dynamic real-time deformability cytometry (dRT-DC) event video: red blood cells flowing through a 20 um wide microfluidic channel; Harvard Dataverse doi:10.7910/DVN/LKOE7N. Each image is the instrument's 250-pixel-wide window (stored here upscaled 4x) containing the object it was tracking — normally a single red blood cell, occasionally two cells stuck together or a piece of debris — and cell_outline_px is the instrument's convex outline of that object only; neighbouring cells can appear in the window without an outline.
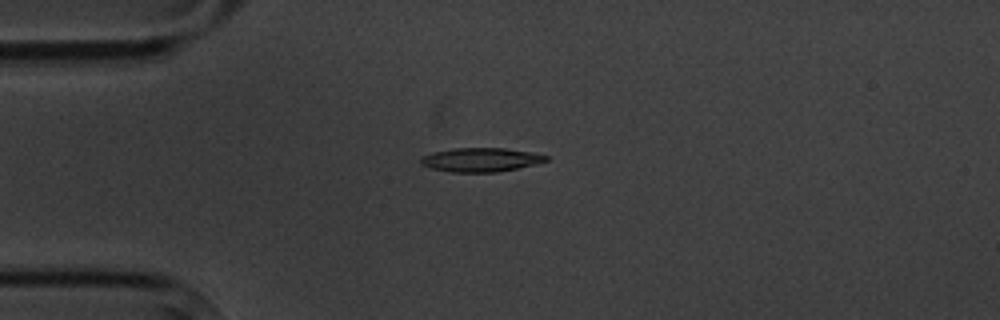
{"species": "common noctule bat (a hibernating species)", "species_latin": "Nyctalus noctula", "temperature_condition": "cold", "stored_images_in_passage": 13, "camera_frame_rate_fps": 3000, "um_per_image_px": 0.085, "animal": {"sex": "male", "body_mass_g": 20.1, "forearm_length_mm": 53.5}, "frame": {"image": 1, "passage_image": 2, "time_ms": 1.0, "image_size_px": [1000, 320], "cell_outline_px": [[548, 160], [516, 168], [496, 172], [452, 172], [432, 168], [420, 164], [420, 156], [432, 152], [452, 148], [504, 148], [532, 152], [548, 156]], "centroid_in_image_um": [40.8, 13.57], "position_along_channel_um": 44.2, "area_um2": 17.34}}
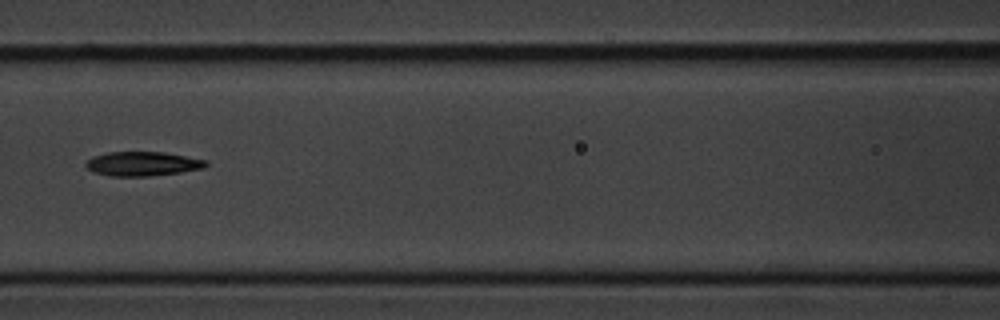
{"frame": {"image": 2, "passage_image": 5, "time_ms": 4.667, "image_size_px": [1000, 320], "cell_outline_px": [[208, 164], [204, 168], [180, 172], [148, 176], [112, 176], [92, 172], [84, 164], [92, 156], [108, 152], [164, 152], [208, 160]], "centroid_in_image_um": [12.12, 13.92], "position_along_channel_um": 154.5, "area_um2": 16.99}}
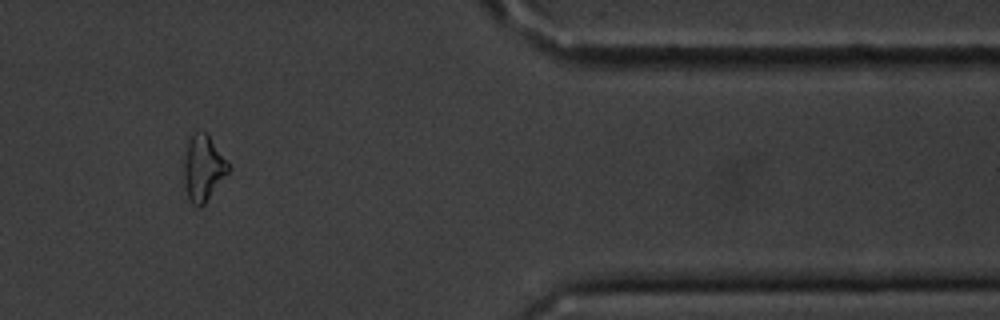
{"frame": {"image": 3, "passage_image": 11, "time_ms": 12.333, "image_size_px": [1000, 320], "cell_outline_px": [[232, 168], [204, 204], [200, 208], [196, 208], [188, 200], [184, 188], [184, 160], [188, 140], [192, 132], [200, 128], [208, 136], [228, 160]], "centroid_in_image_um": [17.26, 14.3], "position_along_channel_um": 394.1, "area_um2": 17.46}, "authors_computed_cell_mechanics": {"area_um2": 17.1088, "velocity_mm_per_s": 3.489, "shape_relaxation_time_tau1_ms": 3.9019, "shape_relaxation_time_tau2_ms": 9.3033, "deformation_change_tau1": 0.1551, "deformation_change_tau2": 0.2383}}